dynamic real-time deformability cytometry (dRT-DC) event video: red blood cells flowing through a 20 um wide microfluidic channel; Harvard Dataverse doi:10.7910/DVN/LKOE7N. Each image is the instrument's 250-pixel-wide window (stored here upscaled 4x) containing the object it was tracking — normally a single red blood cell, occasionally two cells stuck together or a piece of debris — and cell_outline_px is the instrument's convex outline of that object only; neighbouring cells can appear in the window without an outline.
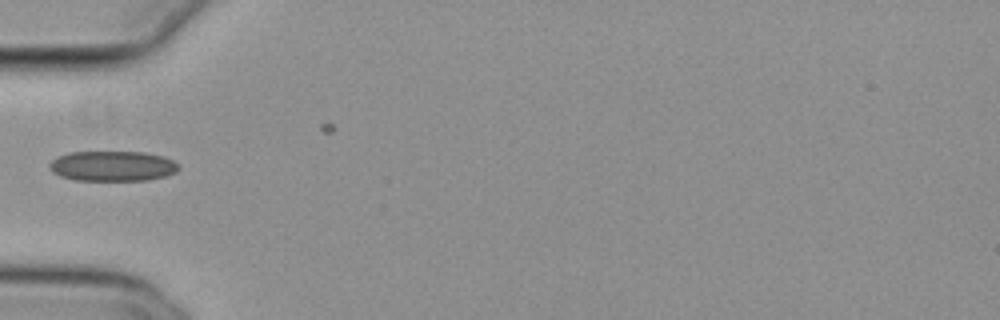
{"species": "common noctule bat (a hibernating species)", "species_latin": "Nyctalus noctula", "temperature_condition": "cold", "stored_images_in_passage": 25, "camera_frame_rate_fps": 3000, "um_per_image_px": 0.085, "animal": {"sex": "female", "body_mass_g": 29.2, "forearm_length_mm": 56.3}, "frame": {"image": 1, "passage_image": 1, "time_ms": 0.0, "image_size_px": [1000, 320], "cell_outline_px": [[180, 168], [176, 172], [164, 176], [148, 180], [76, 180], [60, 176], [52, 172], [48, 168], [48, 164], [56, 156], [68, 152], [144, 152], [164, 156], [180, 164]], "centroid_in_image_um": [9.55, 14.11], "position_along_channel_um": 75.4, "area_um2": 22.95}}
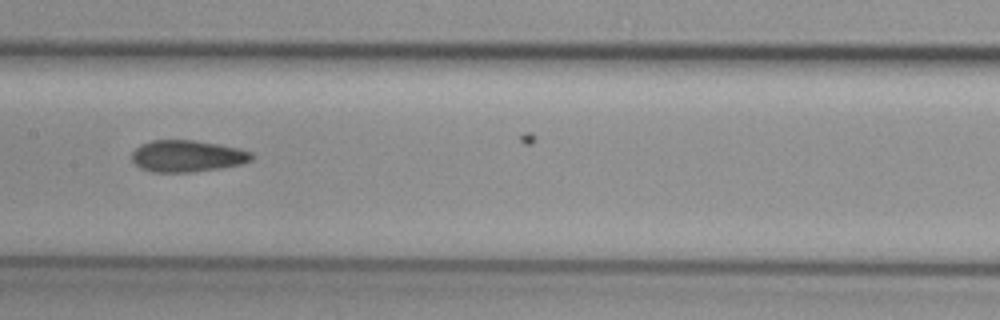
{"frame": {"image": 2, "passage_image": 10, "time_ms": 3.0, "image_size_px": [1000, 320], "cell_outline_px": [[256, 156], [252, 160], [240, 164], [220, 168], [192, 172], [152, 172], [140, 168], [132, 160], [132, 152], [140, 144], [152, 140], [192, 140], [220, 144], [240, 148], [252, 152]], "centroid_in_image_um": [15.93, 13.26], "position_along_channel_um": 191.5, "area_um2": 22.31}}
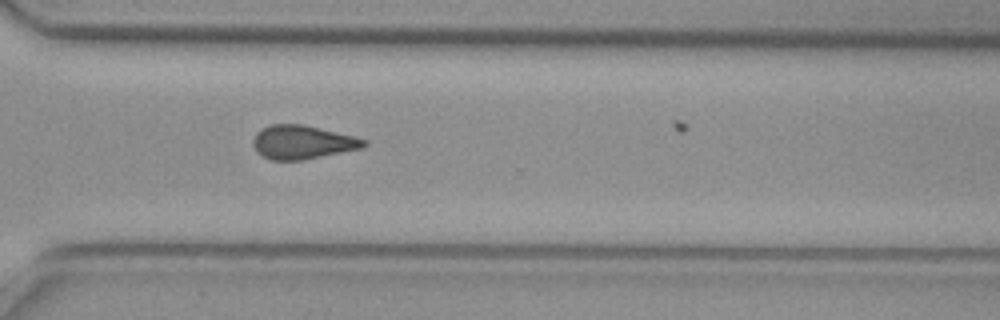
{"frame": {"image": 3, "passage_image": 22, "time_ms": 7.0, "image_size_px": [1000, 320], "cell_outline_px": [[368, 144], [364, 148], [304, 160], [272, 160], [256, 152], [252, 144], [252, 140], [256, 132], [260, 128], [272, 124], [304, 124], [368, 140]], "centroid_in_image_um": [25.7, 12.09], "position_along_channel_um": 344.9, "area_um2": 21.96}}